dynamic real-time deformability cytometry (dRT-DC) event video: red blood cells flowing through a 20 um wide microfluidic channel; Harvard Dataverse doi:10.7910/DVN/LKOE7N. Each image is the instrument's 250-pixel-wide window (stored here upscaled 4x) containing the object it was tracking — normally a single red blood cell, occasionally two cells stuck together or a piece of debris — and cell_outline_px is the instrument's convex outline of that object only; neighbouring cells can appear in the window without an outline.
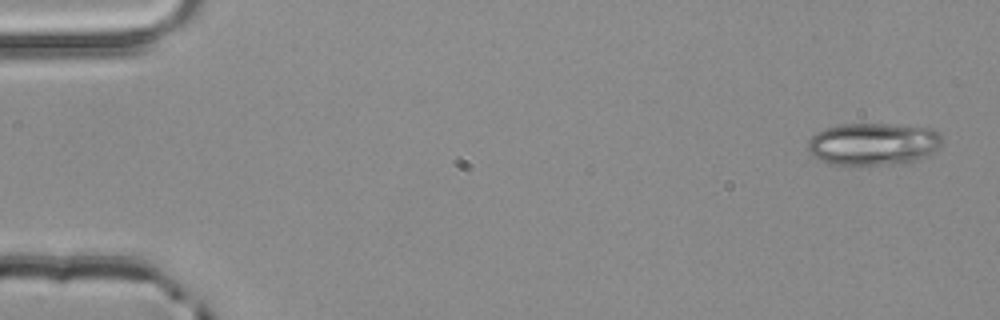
{"species": "common noctule bat (a hibernating species)", "species_latin": "Nyctalus noctula", "temperature_condition": "room temperature", "stored_images_in_passage": 4, "camera_frame_rate_fps": 3000, "um_per_image_px": 0.085, "animal": {"sex": "male", "body_mass_g": 20.4}, "frame": {"image": 1, "passage_image": 1, "time_ms": 0.0, "image_size_px": [1000, 320], "cell_outline_px": [[940, 144], [932, 152], [908, 164], [832, 164], [820, 160], [812, 156], [808, 152], [808, 140], [816, 132], [824, 128], [840, 124], [892, 124], [932, 128], [940, 132]], "centroid_in_image_um": [74.19, 12.23], "position_along_channel_um": 10.8, "area_um2": 33.18}}